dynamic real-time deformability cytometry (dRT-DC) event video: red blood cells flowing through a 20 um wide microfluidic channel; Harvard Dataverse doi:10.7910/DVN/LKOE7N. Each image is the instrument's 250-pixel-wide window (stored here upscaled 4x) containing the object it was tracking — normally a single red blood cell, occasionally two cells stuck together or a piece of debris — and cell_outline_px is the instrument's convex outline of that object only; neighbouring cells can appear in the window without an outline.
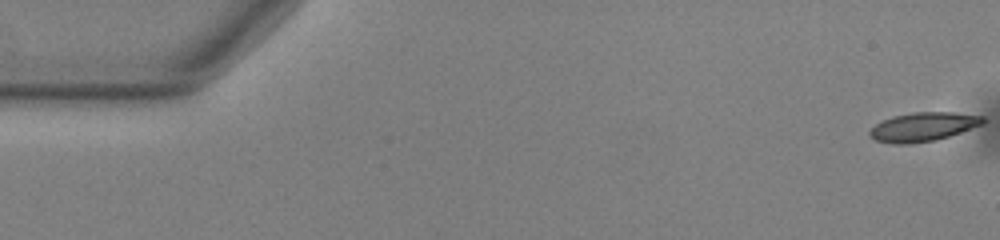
{"species": "common noctule bat (a hibernating species)", "species_latin": "Nyctalus noctula", "temperature_condition": "warm", "stored_images_in_passage": 54, "camera_frame_rate_fps": 3000, "um_per_image_px": 0.085, "animal": {"sex": "male", "body_mass_g": 13.0, "forearm_length_mm": 53.1}, "frame": {"image": 1, "passage_image": 1, "time_ms": 0.0, "image_size_px": [1000, 240], "cell_outline_px": [[984, 120], [980, 124], [960, 132], [936, 140], [908, 144], [892, 144], [876, 140], [868, 136], [868, 132], [876, 124], [892, 116], [912, 112], [952, 112], [984, 116]], "centroid_in_image_um": [78.41, 10.78], "position_along_channel_um": 6.6, "area_um2": 18.9}}
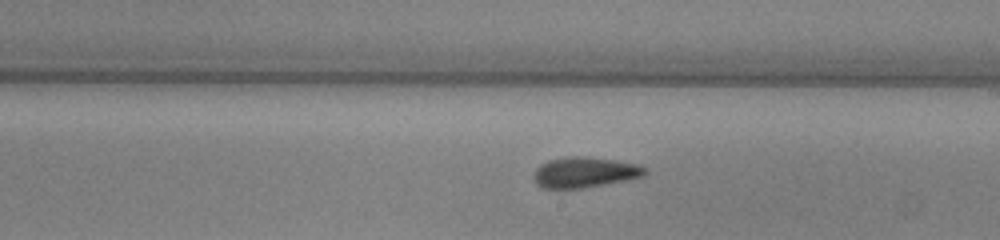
{"frame": {"image": 2, "passage_image": 31, "time_ms": 10.0, "image_size_px": [1000, 240], "cell_outline_px": [[648, 172], [644, 176], [624, 180], [580, 188], [544, 188], [536, 184], [532, 176], [536, 168], [540, 164], [548, 160], [568, 156], [584, 156], [612, 160], [636, 164], [648, 168]], "centroid_in_image_um": [49.66, 14.64], "position_along_channel_um": 239.3, "area_um2": 19.65}}
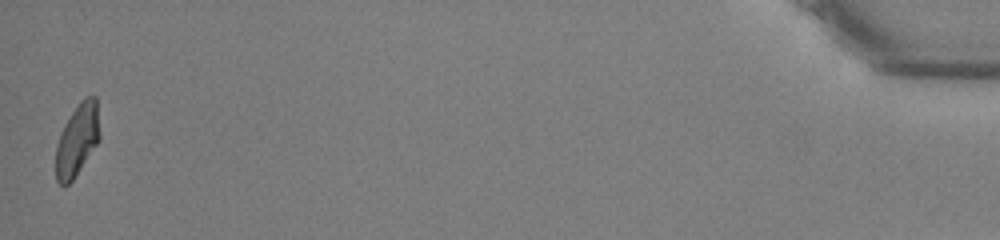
{"frame": {"image": 3, "passage_image": 54, "time_ms": 17.667, "image_size_px": [1000, 240], "cell_outline_px": [[100, 140], [72, 180], [68, 184], [60, 184], [56, 180], [56, 144], [60, 132], [64, 124], [80, 100], [84, 96], [96, 96], [100, 136]], "centroid_in_image_um": [6.56, 11.86], "position_along_channel_um": 428.6, "area_um2": 18.38}, "authors_computed_cell_mechanics": {"area_um2": 19.2474, "velocity_mm_per_s": 3.7859, "shape_relaxation_time_tau1_ms": 6.1012, "shape_relaxation_time_tau2_ms": 2.6919, "deformation_change_tau1": 0.1626, "deformation_change_tau2": 0.1035}}